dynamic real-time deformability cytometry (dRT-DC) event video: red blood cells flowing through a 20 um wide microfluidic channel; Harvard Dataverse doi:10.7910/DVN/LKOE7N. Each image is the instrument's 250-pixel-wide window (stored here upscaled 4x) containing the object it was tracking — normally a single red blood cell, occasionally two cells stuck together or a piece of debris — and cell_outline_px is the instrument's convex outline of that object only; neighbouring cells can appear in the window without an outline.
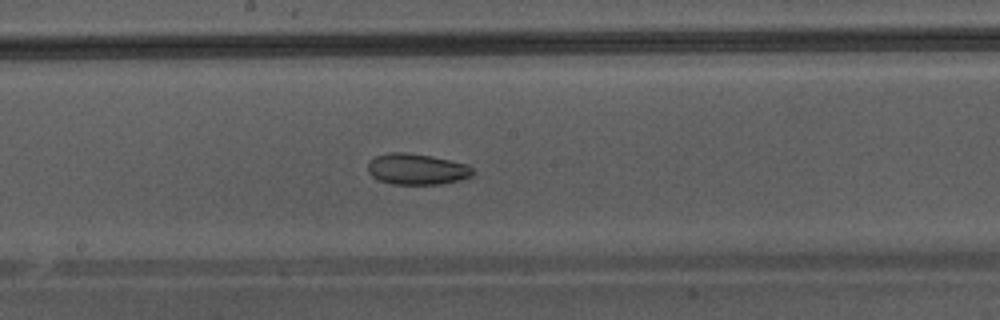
{"species": "Egyptian fruit bat (a non-hibernating species)", "species_latin": "Rousettus aegyptiacus", "temperature_condition": "warm", "stored_images_in_passage": 47, "camera_frame_rate_fps": 3000, "um_per_image_px": 0.085, "animal": {"sex": "male"}, "frame": {"image": 1, "passage_image": 27, "time_ms": 8.667, "image_size_px": [1000, 320], "cell_outline_px": [[472, 176], [460, 180], [444, 184], [392, 184], [380, 180], [372, 176], [368, 172], [368, 160], [376, 156], [388, 152], [404, 152], [432, 156], [468, 164], [472, 168]], "centroid_in_image_um": [35.42, 14.37], "position_along_channel_um": 212.8, "area_um2": 19.07}}